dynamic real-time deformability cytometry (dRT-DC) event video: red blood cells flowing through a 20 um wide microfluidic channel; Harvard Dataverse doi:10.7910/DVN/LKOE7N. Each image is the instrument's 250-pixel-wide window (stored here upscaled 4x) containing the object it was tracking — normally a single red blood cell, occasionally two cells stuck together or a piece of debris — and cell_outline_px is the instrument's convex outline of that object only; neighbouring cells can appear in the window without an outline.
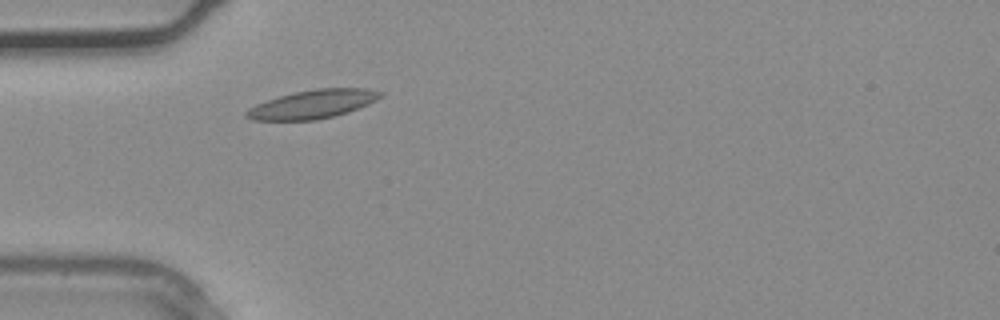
{"species": "common noctule bat (a hibernating species)", "species_latin": "Nyctalus noctula", "temperature_condition": "warm", "stored_images_in_passage": 26, "camera_frame_rate_fps": 3000, "um_per_image_px": 0.085, "animal": {"sex": "male", "body_mass_g": 20.4}, "frame": {"image": 1, "passage_image": 1, "time_ms": 0.0, "image_size_px": [1000, 320], "cell_outline_px": [[384, 96], [368, 104], [348, 112], [316, 120], [252, 120], [244, 116], [244, 112], [248, 108], [256, 104], [280, 96], [296, 92], [316, 88], [364, 88], [384, 92]], "centroid_in_image_um": [26.59, 8.85], "position_along_channel_um": 58.4, "area_um2": 22.25}}